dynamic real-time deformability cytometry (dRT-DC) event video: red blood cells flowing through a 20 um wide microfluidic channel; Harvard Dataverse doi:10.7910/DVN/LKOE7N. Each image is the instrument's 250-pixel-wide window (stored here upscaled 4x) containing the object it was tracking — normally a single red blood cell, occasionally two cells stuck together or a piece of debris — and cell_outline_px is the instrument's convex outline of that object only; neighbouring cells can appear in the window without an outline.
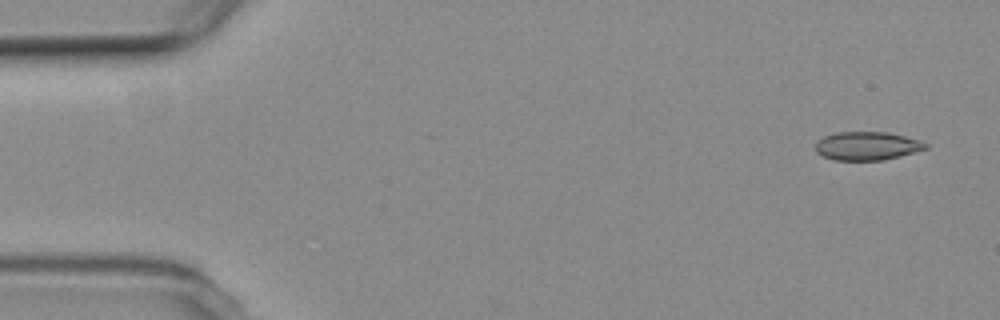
{"species": "common noctule bat (a hibernating species)", "species_latin": "Nyctalus noctula", "temperature_condition": "room temperature", "stored_images_in_passage": 10, "camera_frame_rate_fps": 3000, "um_per_image_px": 0.085, "animal": {"sex": "female", "body_mass_g": 19.3, "forearm_length_mm": 54.1}, "frame": {"image": 1, "passage_image": 1, "time_ms": 0.0, "image_size_px": [1000, 320], "cell_outline_px": [[928, 148], [900, 156], [884, 160], [836, 160], [824, 156], [816, 152], [816, 140], [824, 136], [836, 132], [888, 132], [920, 140], [928, 144]], "centroid_in_image_um": [73.7, 12.4], "position_along_channel_um": 11.3, "area_um2": 18.26}}
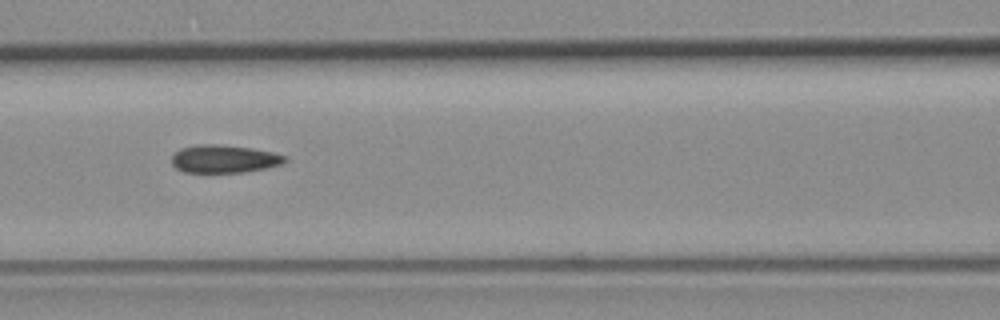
{"frame": {"image": 2, "passage_image": 6, "time_ms": 7.333, "image_size_px": [1000, 320], "cell_outline_px": [[288, 160], [280, 164], [268, 168], [244, 172], [184, 172], [176, 168], [172, 164], [172, 156], [180, 148], [196, 144], [216, 144], [252, 148], [272, 152], [288, 156]], "centroid_in_image_um": [19.06, 13.5], "position_along_channel_um": 147.5, "area_um2": 18.5}}
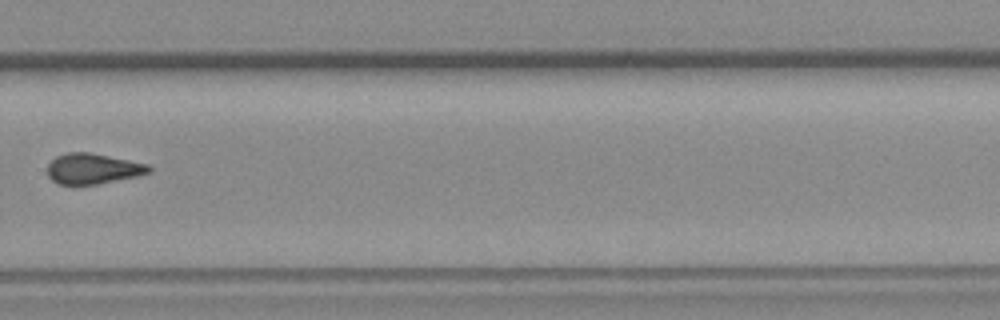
{"frame": {"image": 3, "passage_image": 10, "time_ms": 12.333, "image_size_px": [1000, 320], "cell_outline_px": [[152, 172], [140, 176], [96, 184], [60, 184], [52, 180], [48, 176], [48, 164], [56, 156], [68, 152], [88, 152], [148, 164], [152, 168]], "centroid_in_image_um": [7.92, 14.34], "position_along_channel_um": 321.9, "area_um2": 17.98}}